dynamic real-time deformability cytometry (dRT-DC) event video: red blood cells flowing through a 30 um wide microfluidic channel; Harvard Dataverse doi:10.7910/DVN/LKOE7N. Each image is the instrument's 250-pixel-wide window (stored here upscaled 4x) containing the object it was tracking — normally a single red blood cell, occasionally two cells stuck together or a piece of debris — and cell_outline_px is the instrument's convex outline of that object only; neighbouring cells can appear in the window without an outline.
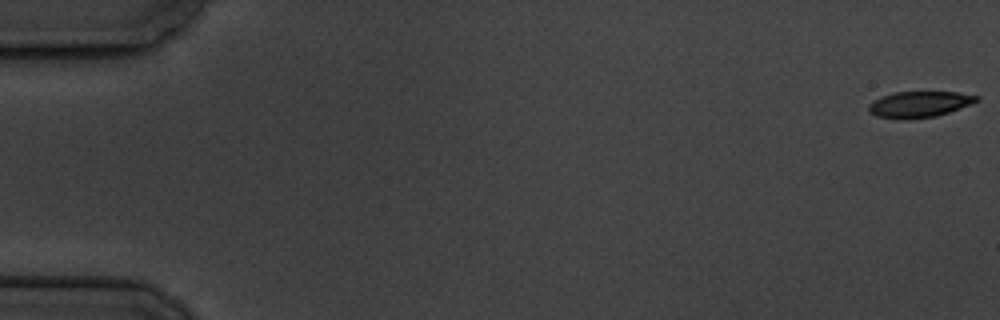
{"species": "common noctule bat (a hibernating species)", "species_latin": "Nyctalus noctula", "temperature_condition": "cold", "stored_images_in_passage": 6, "camera_frame_rate_fps": 3000, "um_per_image_px": 0.085, "animal": {"sex": "male", "body_mass_g": 19.5, "forearm_length_mm": 54.6}, "frame": {"image": 1, "passage_image": 1, "time_ms": 0.0, "image_size_px": [1000, 320], "cell_outline_px": [[980, 100], [960, 108], [936, 116], [904, 120], [876, 116], [868, 112], [868, 104], [884, 96], [896, 92], [956, 92], [980, 96]], "centroid_in_image_um": [78.14, 8.87], "position_along_channel_um": 6.9, "area_um2": 16.3}}
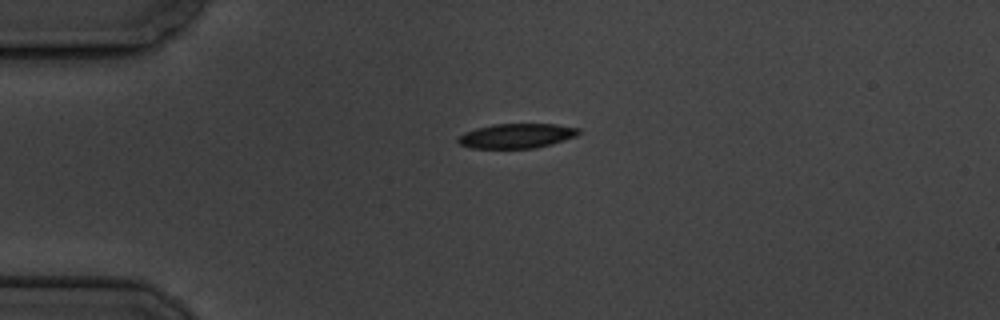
{"frame": {"image": 2, "passage_image": 5, "time_ms": 4.667, "image_size_px": [1000, 320], "cell_outline_px": [[580, 132], [576, 136], [552, 144], [536, 148], [472, 148], [460, 144], [456, 140], [464, 132], [476, 128], [492, 124], [556, 124], [580, 128]], "centroid_in_image_um": [43.92, 11.54], "position_along_channel_um": 41.1, "area_um2": 17.34}}